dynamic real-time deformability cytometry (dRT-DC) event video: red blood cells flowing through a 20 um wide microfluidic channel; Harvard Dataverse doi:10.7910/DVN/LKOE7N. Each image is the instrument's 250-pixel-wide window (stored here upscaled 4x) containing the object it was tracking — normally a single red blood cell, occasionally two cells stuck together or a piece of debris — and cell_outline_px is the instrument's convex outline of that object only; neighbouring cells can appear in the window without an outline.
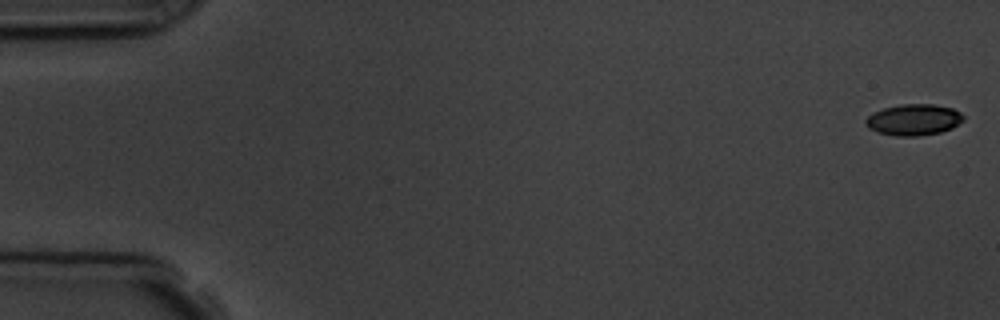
{"species": "common noctule bat (a hibernating species)", "species_latin": "Nyctalus noctula", "temperature_condition": "room temperature", "stored_images_in_passage": 6, "segment_of_instrument_passage": [1, 2], "camera_frame_rate_fps": 3000, "um_per_image_px": 0.085, "animal": {"sex": "male", "body_mass_g": 19.5, "forearm_length_mm": 54.6}, "frame": {"image": 1, "passage_image": 1, "time_ms": 0.0, "image_size_px": [1000, 320], "cell_outline_px": [[964, 120], [952, 128], [940, 132], [916, 136], [896, 136], [876, 132], [868, 128], [864, 124], [864, 120], [868, 116], [884, 108], [900, 104], [932, 104], [952, 108], [960, 112], [964, 116]], "centroid_in_image_um": [77.65, 10.18], "position_along_channel_um": 7.3, "area_um2": 17.8}}
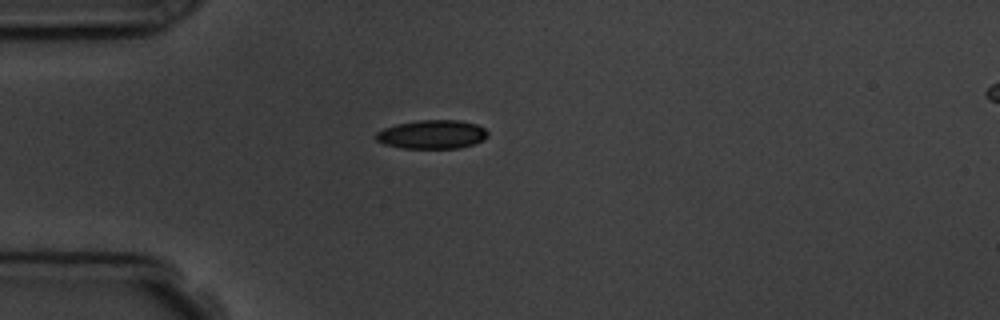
{"frame": {"image": 2, "passage_image": 5, "time_ms": 4.667, "image_size_px": [1000, 320], "cell_outline_px": [[488, 136], [484, 140], [460, 148], [400, 148], [384, 144], [376, 140], [372, 136], [376, 132], [384, 128], [396, 124], [420, 120], [460, 120], [476, 124], [484, 128], [488, 132]], "centroid_in_image_um": [36.7, 11.42], "position_along_channel_um": 48.3, "area_um2": 18.9}}